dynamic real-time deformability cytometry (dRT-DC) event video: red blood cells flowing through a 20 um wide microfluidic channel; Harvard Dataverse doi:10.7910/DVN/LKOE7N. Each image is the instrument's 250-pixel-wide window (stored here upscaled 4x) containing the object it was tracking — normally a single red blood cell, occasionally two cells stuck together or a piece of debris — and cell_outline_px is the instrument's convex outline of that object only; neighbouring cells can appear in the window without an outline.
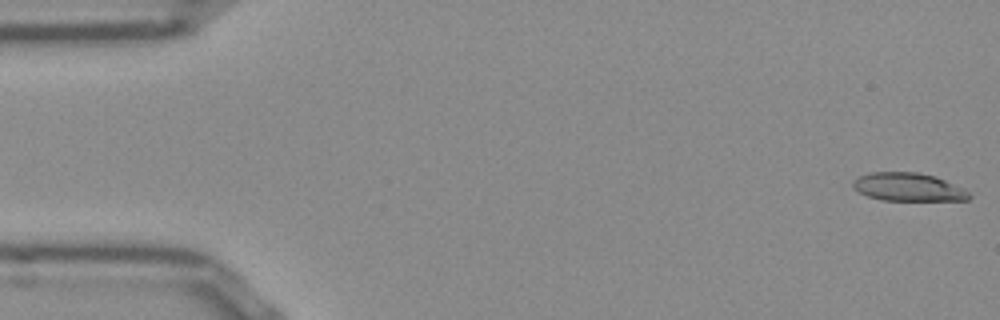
{"species": "Egyptian fruit bat (a non-hibernating species)", "species_latin": "Rousettus aegyptiacus", "temperature_condition": "room temperature", "stored_images_in_passage": 52, "camera_frame_rate_fps": 3000, "um_per_image_px": 0.085, "frame": {"image": 1, "passage_image": 1, "time_ms": 0.0, "image_size_px": [1000, 320], "cell_outline_px": [[972, 196], [968, 200], [880, 200], [868, 196], [852, 188], [852, 180], [868, 172], [920, 172], [936, 176], [964, 188]], "centroid_in_image_um": [77.19, 15.89], "position_along_channel_um": 7.8, "area_um2": 19.25}}
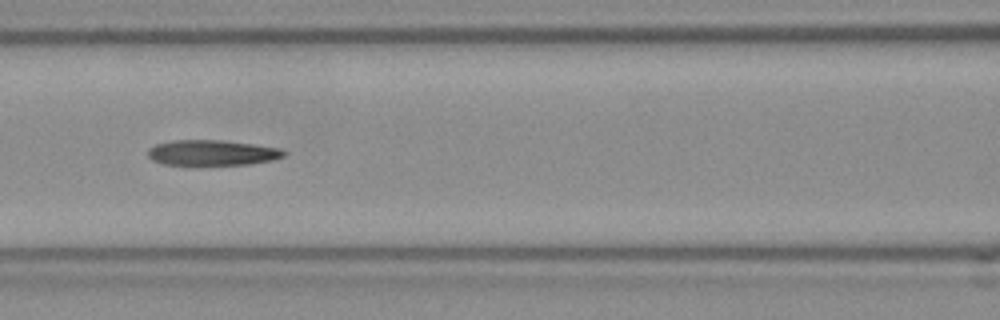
{"frame": {"image": 2, "passage_image": 22, "time_ms": 7.0, "image_size_px": [1000, 320], "cell_outline_px": [[288, 152], [284, 156], [272, 160], [248, 164], [196, 168], [164, 164], [152, 160], [148, 156], [148, 148], [156, 144], [172, 140], [220, 140], [252, 144], [280, 148]], "centroid_in_image_um": [17.98, 13.03], "position_along_channel_um": 148.6, "area_um2": 21.15}}
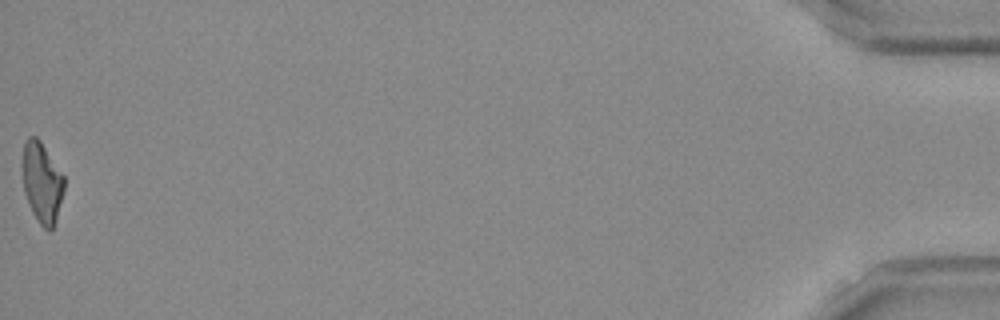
{"frame": {"image": 3, "passage_image": 52, "time_ms": 17.0, "image_size_px": [1000, 320], "cell_outline_px": [[64, 192], [56, 220], [52, 228], [48, 232], [40, 224], [32, 212], [24, 192], [24, 140], [28, 136], [36, 136], [40, 140], [64, 176]], "centroid_in_image_um": [3.59, 15.53], "position_along_channel_um": 431.6, "area_um2": 19.25}, "authors_computed_cell_mechanics": {"area_um2": 20.4612, "velocity_mm_per_s": 3.8882, "shape_relaxation_time_tau1_ms": null, "shape_relaxation_time_tau2_ms": 6.8599, "deformation_change_tau1": null, "deformation_change_tau2": 0.2027}}